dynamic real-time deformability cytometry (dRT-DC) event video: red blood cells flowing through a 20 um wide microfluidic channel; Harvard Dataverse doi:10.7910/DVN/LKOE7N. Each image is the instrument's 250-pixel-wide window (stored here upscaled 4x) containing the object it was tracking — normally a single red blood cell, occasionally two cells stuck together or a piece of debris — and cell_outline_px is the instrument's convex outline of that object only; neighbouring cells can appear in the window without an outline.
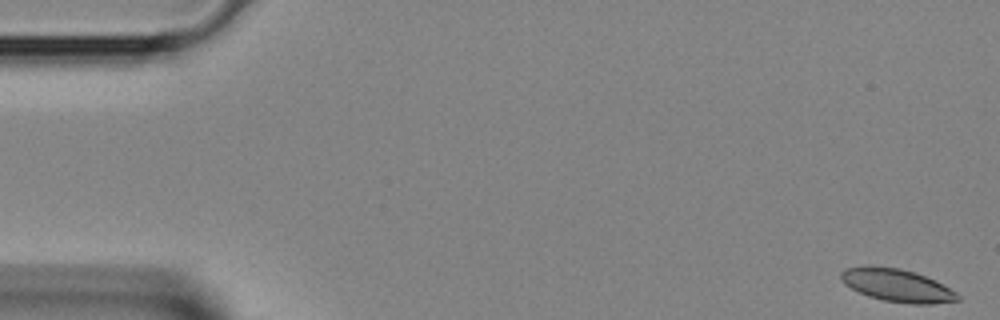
{"species": "Egyptian fruit bat (a non-hibernating species)", "species_latin": "Rousettus aegyptiacus", "temperature_condition": "room temperature", "stored_images_in_passage": 40, "camera_frame_rate_fps": 3000, "um_per_image_px": 0.085, "animal": {"sex": "female"}, "frame": {"image": 1, "passage_image": 1, "time_ms": 0.0, "image_size_px": [1000, 320], "cell_outline_px": [[960, 300], [932, 304], [912, 304], [884, 300], [868, 296], [844, 284], [840, 280], [840, 272], [848, 268], [900, 268], [936, 280], [956, 292], [960, 296]], "centroid_in_image_um": [76.3, 24.29], "position_along_channel_um": 8.7, "area_um2": 21.62}}
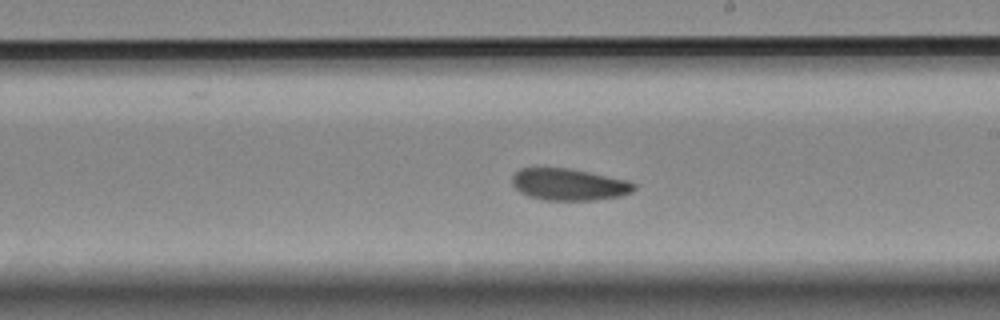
{"frame": {"image": 2, "passage_image": 23, "time_ms": 7.333, "image_size_px": [1000, 320], "cell_outline_px": [[636, 188], [632, 192], [620, 196], [596, 200], [544, 200], [528, 196], [520, 192], [512, 184], [512, 176], [520, 168], [568, 168], [628, 180], [636, 184]], "centroid_in_image_um": [48.37, 15.68], "position_along_channel_um": 240.6, "area_um2": 22.6}}
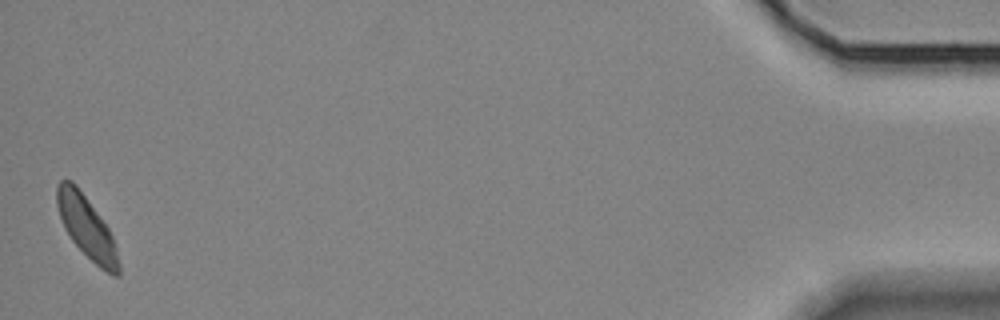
{"frame": {"image": 3, "passage_image": 40, "time_ms": 13.0, "image_size_px": [1000, 320], "cell_outline_px": [[120, 276], [112, 276], [100, 268], [72, 240], [64, 228], [56, 204], [56, 184], [60, 180], [72, 180], [76, 184], [108, 228], [112, 236], [116, 248], [120, 264]], "centroid_in_image_um": [7.36, 19.31], "position_along_channel_um": 427.8, "area_um2": 22.08}}